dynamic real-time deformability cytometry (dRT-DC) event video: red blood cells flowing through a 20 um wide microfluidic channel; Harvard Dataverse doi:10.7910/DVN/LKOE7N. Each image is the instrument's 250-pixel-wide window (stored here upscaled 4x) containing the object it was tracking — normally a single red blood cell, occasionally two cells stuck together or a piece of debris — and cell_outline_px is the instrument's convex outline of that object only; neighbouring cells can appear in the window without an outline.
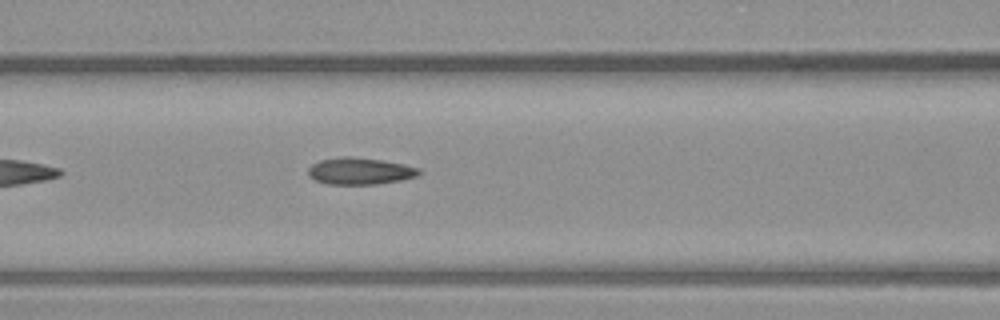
{"species": "common noctule bat (a hibernating species)", "species_latin": "Nyctalus noctula", "temperature_condition": "warm", "stored_images_in_passage": 3, "camera_frame_rate_fps": 3000, "um_per_image_px": 0.085, "animal": {"sex": "male", "body_mass_g": 23.1, "forearm_length_mm": 52.7}, "frame": {"image": 1, "passage_image": 3, "time_ms": 0.667, "image_size_px": [1000, 320], "cell_outline_px": [[420, 172], [416, 176], [400, 180], [376, 184], [328, 184], [316, 180], [308, 176], [308, 168], [312, 164], [320, 160], [340, 156], [352, 156], [384, 160], [404, 164], [420, 168]], "centroid_in_image_um": [30.57, 14.52], "position_along_channel_um": 136.0, "area_um2": 17.4}}